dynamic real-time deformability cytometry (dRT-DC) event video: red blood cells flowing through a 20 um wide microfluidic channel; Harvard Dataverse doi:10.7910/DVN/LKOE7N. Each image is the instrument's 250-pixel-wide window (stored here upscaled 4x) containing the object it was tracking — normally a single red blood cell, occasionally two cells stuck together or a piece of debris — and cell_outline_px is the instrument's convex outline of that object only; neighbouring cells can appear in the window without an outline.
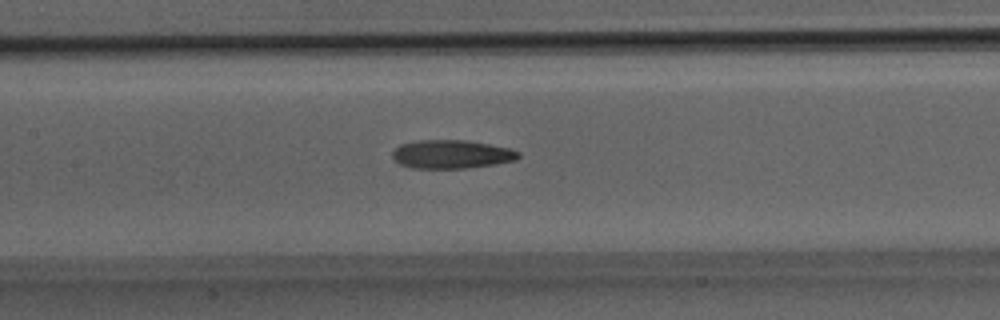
{"species": "Egyptian fruit bat (a non-hibernating species)", "species_latin": "Rousettus aegyptiacus", "temperature_condition": "room temperature", "stored_images_in_passage": 20, "camera_frame_rate_fps": 3000, "um_per_image_px": 0.085, "animal": {"sex": "male"}, "frame": {"image": 1, "passage_image": 9, "time_ms": 2.667, "image_size_px": [1000, 320], "cell_outline_px": [[520, 156], [516, 160], [496, 164], [464, 168], [412, 168], [400, 164], [392, 156], [392, 152], [400, 144], [416, 140], [468, 140], [508, 148], [520, 152]], "centroid_in_image_um": [38.38, 13.11], "position_along_channel_um": 169.0, "area_um2": 20.92}}
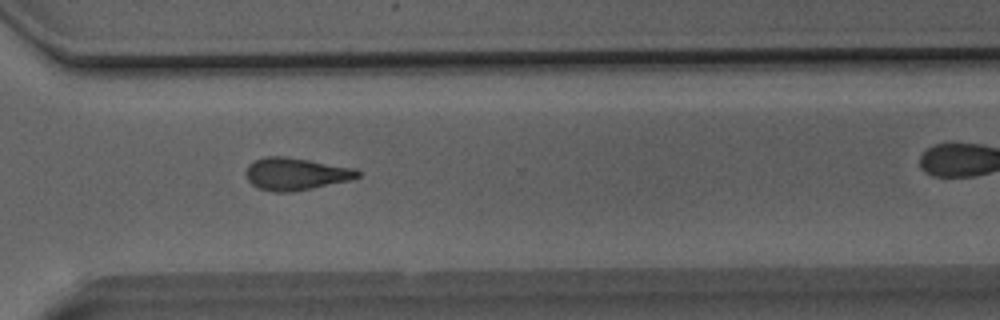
{"frame": {"image": 2, "passage_image": 17, "time_ms": 5.333, "image_size_px": [1000, 320], "cell_outline_px": [[360, 176], [352, 180], [292, 192], [272, 192], [256, 188], [248, 180], [244, 172], [248, 164], [264, 156], [284, 156], [356, 168], [360, 172]], "centroid_in_image_um": [25.12, 14.79], "position_along_channel_um": 345.5, "area_um2": 21.27}}